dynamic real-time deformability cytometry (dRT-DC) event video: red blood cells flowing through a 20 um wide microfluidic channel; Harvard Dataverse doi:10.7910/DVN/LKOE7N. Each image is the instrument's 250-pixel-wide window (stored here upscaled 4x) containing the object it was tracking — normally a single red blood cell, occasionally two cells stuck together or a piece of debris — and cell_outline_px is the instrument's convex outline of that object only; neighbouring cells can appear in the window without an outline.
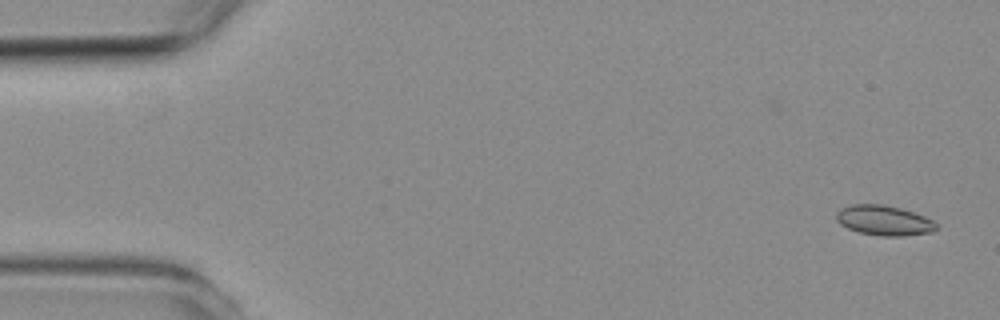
{"species": "common noctule bat (a hibernating species)", "species_latin": "Nyctalus noctula", "temperature_condition": "room temperature", "stored_images_in_passage": 4, "camera_frame_rate_fps": 3000, "um_per_image_px": 0.085, "animal": {"sex": "female", "body_mass_g": 19.3, "forearm_length_mm": 54.1}, "frame": {"image": 1, "passage_image": 1, "time_ms": 0.0, "image_size_px": [1000, 320], "cell_outline_px": [[936, 228], [932, 232], [904, 236], [880, 236], [860, 232], [848, 228], [840, 224], [836, 220], [836, 212], [840, 208], [852, 204], [884, 204], [900, 208], [924, 216], [932, 220], [936, 224]], "centroid_in_image_um": [75.11, 18.73], "position_along_channel_um": 9.9, "area_um2": 17.46}}
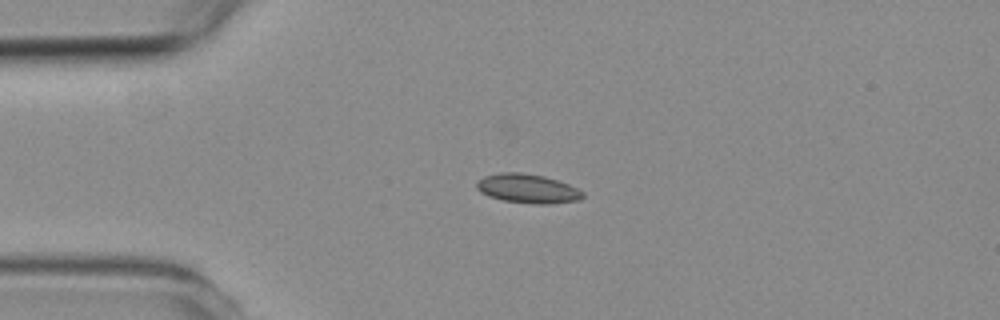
{"frame": {"image": 2, "passage_image": 3, "time_ms": 3.333, "image_size_px": [1000, 320], "cell_outline_px": [[584, 196], [580, 200], [548, 204], [536, 204], [504, 200], [488, 196], [480, 192], [476, 188], [476, 184], [484, 176], [500, 172], [524, 172], [544, 176], [568, 184], [584, 192]], "centroid_in_image_um": [44.85, 16.02], "position_along_channel_um": 40.2, "area_um2": 17.98}}